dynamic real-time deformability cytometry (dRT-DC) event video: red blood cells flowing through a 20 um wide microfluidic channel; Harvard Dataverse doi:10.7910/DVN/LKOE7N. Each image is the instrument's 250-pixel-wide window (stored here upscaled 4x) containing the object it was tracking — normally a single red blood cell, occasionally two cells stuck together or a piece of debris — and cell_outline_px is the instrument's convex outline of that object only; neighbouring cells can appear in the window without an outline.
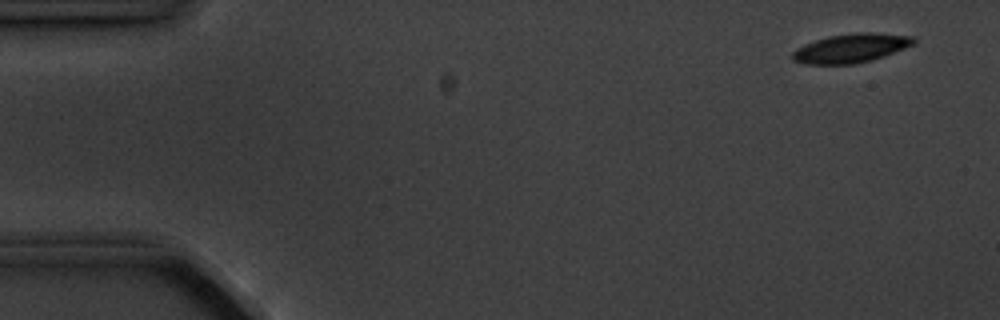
{"species": "common noctule bat (a hibernating species)", "species_latin": "Nyctalus noctula", "temperature_condition": "cold", "stored_images_in_passage": 4, "camera_frame_rate_fps": 3000, "um_per_image_px": 0.085, "animal": {"sex": "male", "body_mass_g": 20.1, "forearm_length_mm": 53.5}, "frame": {"image": 1, "passage_image": 1, "time_ms": 0.0, "image_size_px": [1000, 320], "cell_outline_px": [[916, 40], [912, 44], [904, 48], [884, 56], [872, 60], [852, 64], [804, 64], [792, 60], [792, 52], [796, 48], [804, 44], [828, 36], [856, 32], [872, 32], [916, 36]], "centroid_in_image_um": [72.32, 4.09], "position_along_channel_um": 12.7, "area_um2": 20.52}}